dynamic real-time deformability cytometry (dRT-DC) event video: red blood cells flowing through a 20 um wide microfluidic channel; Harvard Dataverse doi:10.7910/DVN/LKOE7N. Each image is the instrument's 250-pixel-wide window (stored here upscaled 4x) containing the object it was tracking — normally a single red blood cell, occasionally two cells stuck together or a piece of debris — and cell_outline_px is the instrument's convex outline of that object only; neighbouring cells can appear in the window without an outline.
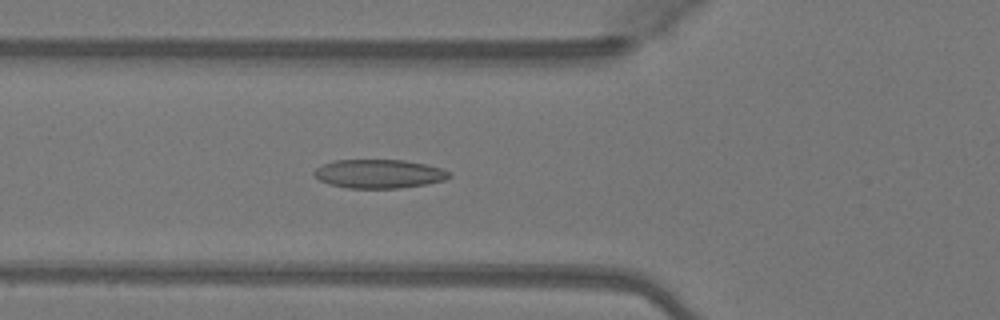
{"species": "Egyptian fruit bat (a non-hibernating species)", "species_latin": "Rousettus aegyptiacus", "temperature_condition": "warm", "stored_images_in_passage": 45, "camera_frame_rate_fps": 3000, "um_per_image_px": 0.085, "animal": {"sex": "female"}, "frame": {"image": 1, "passage_image": 13, "time_ms": 4.0, "image_size_px": [1000, 320], "cell_outline_px": [[452, 176], [444, 180], [428, 184], [400, 188], [348, 188], [328, 184], [320, 180], [312, 172], [316, 168], [324, 164], [336, 160], [404, 160], [424, 164], [440, 168], [452, 172]], "centroid_in_image_um": [32.24, 14.78], "position_along_channel_um": 93.6, "area_um2": 22.66}}
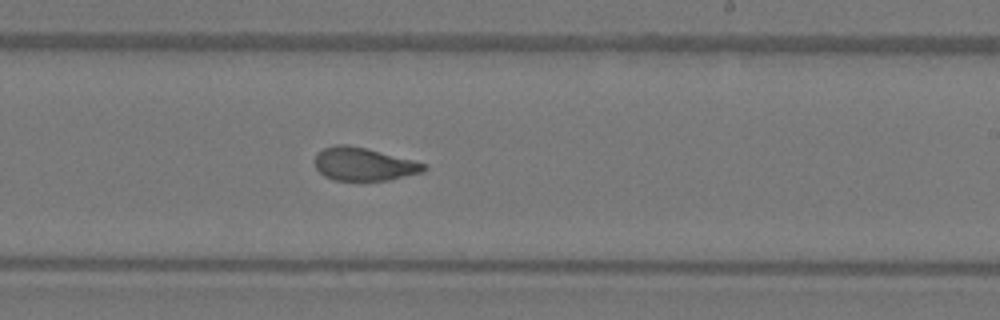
{"frame": {"image": 2, "passage_image": 25, "time_ms": 8.0, "image_size_px": [1000, 320], "cell_outline_px": [[428, 168], [424, 172], [388, 180], [336, 180], [324, 176], [316, 168], [312, 160], [324, 148], [336, 144], [348, 144], [368, 148], [412, 160], [424, 164]], "centroid_in_image_um": [30.9, 13.94], "position_along_channel_um": 258.1, "area_um2": 21.04}}
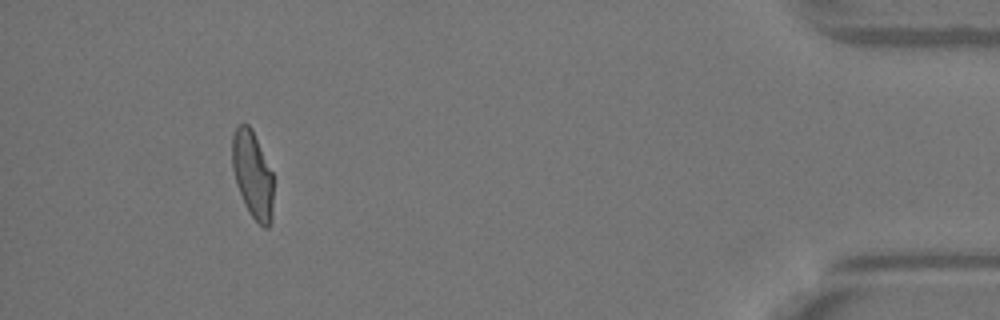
{"frame": {"image": 3, "passage_image": 41, "time_ms": 13.333, "image_size_px": [1000, 320], "cell_outline_px": [[272, 220], [268, 228], [264, 228], [248, 212], [244, 204], [236, 184], [232, 168], [232, 136], [236, 124], [248, 124], [252, 128], [272, 172]], "centroid_in_image_um": [21.45, 14.82], "position_along_channel_um": 413.8, "area_um2": 20.98}, "authors_computed_cell_mechanics": {"area_um2": 21.7906, "velocity_mm_per_s": 4.0993, "shape_relaxation_time_tau1_ms": 5.3703, "shape_relaxation_time_tau2_ms": 1.2737, "deformation_change_tau1": 0.1888, "deformation_change_tau2": 0.0794}}